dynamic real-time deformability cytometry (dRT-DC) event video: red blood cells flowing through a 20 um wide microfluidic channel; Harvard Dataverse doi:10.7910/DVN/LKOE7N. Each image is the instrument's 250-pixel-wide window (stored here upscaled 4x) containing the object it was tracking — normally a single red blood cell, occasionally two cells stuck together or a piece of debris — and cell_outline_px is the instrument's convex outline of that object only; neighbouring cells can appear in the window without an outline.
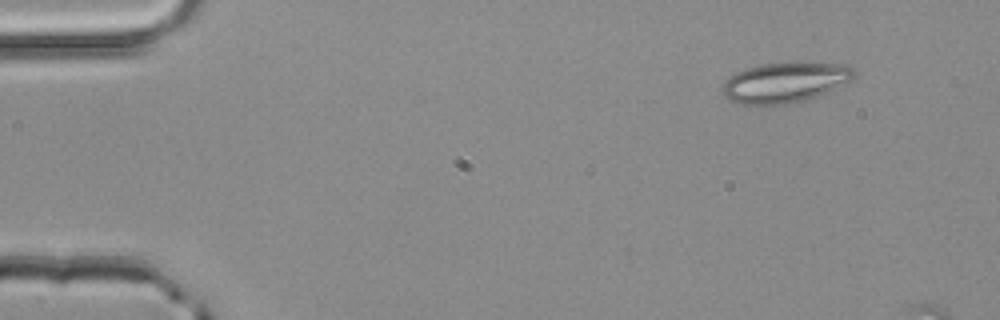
{"species": "common noctule bat (a hibernating species)", "species_latin": "Nyctalus noctula", "temperature_condition": "room temperature", "stored_images_in_passage": 4, "camera_frame_rate_fps": 3000, "um_per_image_px": 0.085, "animal": {"sex": "male", "body_mass_g": 20.4}, "frame": {"image": 1, "passage_image": 4, "time_ms": 1.0, "image_size_px": [1000, 320], "cell_outline_px": [[856, 76], [824, 92], [804, 100], [784, 104], [740, 104], [728, 100], [720, 92], [720, 88], [724, 80], [736, 72], [760, 64], [848, 64], [856, 68]], "centroid_in_image_um": [66.63, 7.02], "position_along_channel_um": 18.4, "area_um2": 30.17}}